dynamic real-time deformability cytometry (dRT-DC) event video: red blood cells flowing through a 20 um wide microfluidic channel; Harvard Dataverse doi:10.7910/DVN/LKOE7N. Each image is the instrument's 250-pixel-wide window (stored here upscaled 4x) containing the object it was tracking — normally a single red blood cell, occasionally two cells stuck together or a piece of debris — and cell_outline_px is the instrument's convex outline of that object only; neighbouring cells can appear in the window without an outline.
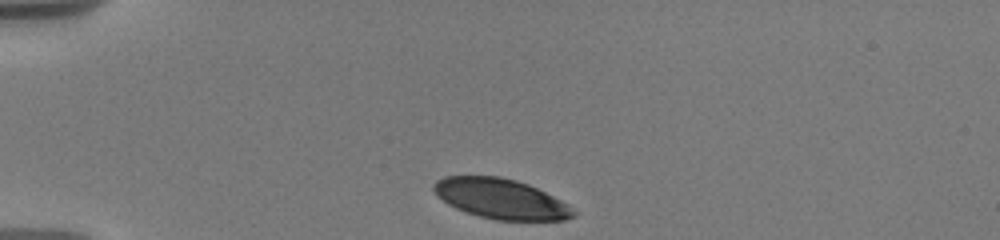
{"species": "human", "species_latin": "Homo sapiens", "temperature_condition": "warm", "stored_images_in_passage": 8, "camera_frame_rate_fps": 3000, "um_per_image_px": 0.085, "donor": {"sex": "male"}, "frame": {"image": 1, "passage_image": 1, "time_ms": 0.0, "image_size_px": [1000, 240], "cell_outline_px": [[580, 212], [576, 216], [564, 220], [496, 220], [480, 216], [456, 208], [448, 204], [436, 196], [432, 188], [432, 184], [436, 180], [444, 176], [500, 176], [516, 180], [528, 184], [568, 204]], "centroid_in_image_um": [42.58, 16.89], "position_along_channel_um": 42.4, "area_um2": 32.71}}